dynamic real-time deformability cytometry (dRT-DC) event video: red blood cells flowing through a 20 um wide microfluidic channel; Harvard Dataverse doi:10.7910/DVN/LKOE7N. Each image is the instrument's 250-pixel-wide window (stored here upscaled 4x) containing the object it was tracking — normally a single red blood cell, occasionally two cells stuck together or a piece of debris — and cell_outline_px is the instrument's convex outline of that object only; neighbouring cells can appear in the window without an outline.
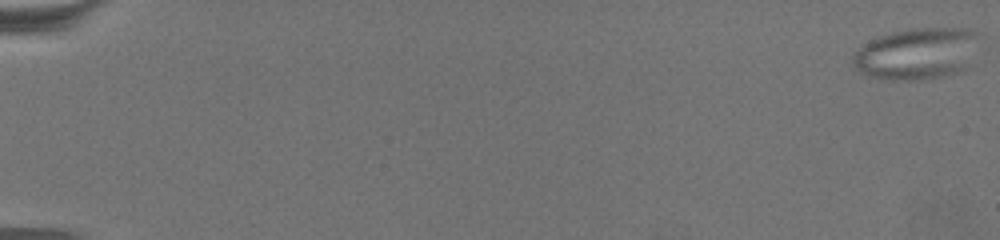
{"species": "common noctule bat (a hibernating species)", "species_latin": "Nyctalus noctula", "temperature_condition": "warm", "stored_images_in_passage": 70, "camera_frame_rate_fps": 3000, "um_per_image_px": 0.085, "animal": {"sex": "female", "body_mass_g": 19.5, "forearm_length_mm": 54.1}, "frame": {"image": 1, "passage_image": 1, "time_ms": 0.0, "image_size_px": [1000, 240], "cell_outline_px": [[976, 32], [952, 68], [944, 72], [932, 76], [876, 76], [860, 72], [852, 68], [852, 56], [860, 48], [872, 40], [880, 36], [892, 32], [908, 28], [964, 28]], "centroid_in_image_um": [77.58, 4.43], "position_along_channel_um": 7.4, "area_um2": 33.12}}
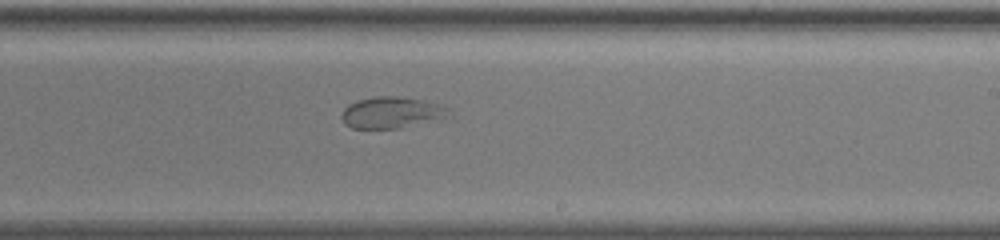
{"frame": {"image": 2, "passage_image": 45, "time_ms": 14.667, "image_size_px": [1000, 240], "cell_outline_px": [[448, 108], [444, 116], [396, 128], [352, 128], [344, 124], [340, 116], [344, 108], [348, 104], [372, 96], [396, 96], [424, 100]], "centroid_in_image_um": [33.12, 9.54], "position_along_channel_um": 255.9, "area_um2": 18.84}}
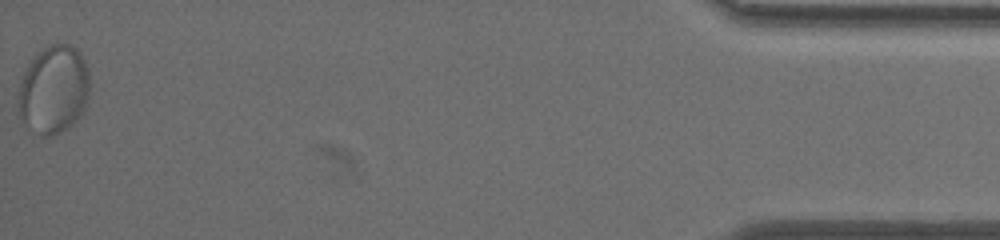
{"frame": {"image": 3, "passage_image": 70, "time_ms": 23.0, "image_size_px": [1000, 240], "cell_outline_px": [[88, 96], [84, 108], [80, 116], [72, 124], [60, 132], [52, 136], [40, 136], [20, 116], [20, 84], [36, 52], [52, 44], [68, 44], [76, 48], [80, 52], [88, 68]], "centroid_in_image_um": [4.61, 7.6], "position_along_channel_um": 430.6, "area_um2": 35.89}}